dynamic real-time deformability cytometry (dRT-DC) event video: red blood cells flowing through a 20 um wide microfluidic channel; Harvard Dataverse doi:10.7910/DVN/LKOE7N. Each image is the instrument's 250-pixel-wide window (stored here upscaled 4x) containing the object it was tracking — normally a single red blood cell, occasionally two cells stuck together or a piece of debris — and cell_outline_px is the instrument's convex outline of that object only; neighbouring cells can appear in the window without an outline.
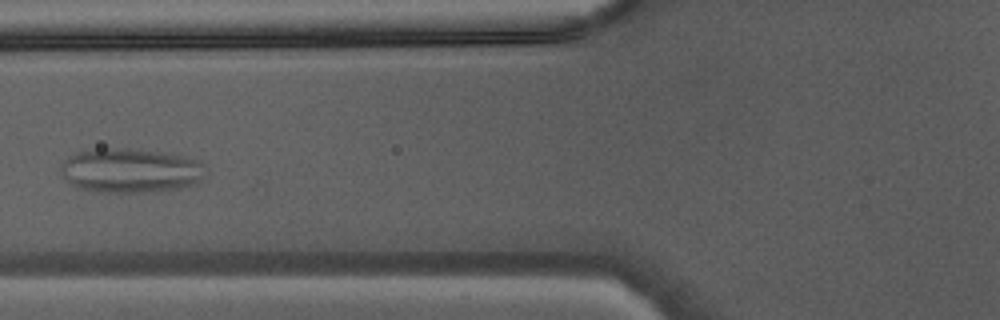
{"species": "Egyptian fruit bat (a non-hibernating species)", "species_latin": "Rousettus aegyptiacus", "temperature_condition": "warm", "stored_images_in_passage": 27, "camera_frame_rate_fps": 3000, "um_per_image_px": 0.085, "animal": {"sex": "male"}, "frame": {"image": 1, "passage_image": 19, "time_ms": 6.0, "image_size_px": [1000, 320], "cell_outline_px": [[208, 172], [200, 184], [180, 188], [152, 192], [96, 192], [80, 188], [72, 184], [60, 172], [60, 164], [68, 156], [76, 152], [160, 152], [184, 156], [196, 160], [204, 164]], "centroid_in_image_um": [11.2, 14.58], "position_along_channel_um": 114.6, "area_um2": 36.41}}